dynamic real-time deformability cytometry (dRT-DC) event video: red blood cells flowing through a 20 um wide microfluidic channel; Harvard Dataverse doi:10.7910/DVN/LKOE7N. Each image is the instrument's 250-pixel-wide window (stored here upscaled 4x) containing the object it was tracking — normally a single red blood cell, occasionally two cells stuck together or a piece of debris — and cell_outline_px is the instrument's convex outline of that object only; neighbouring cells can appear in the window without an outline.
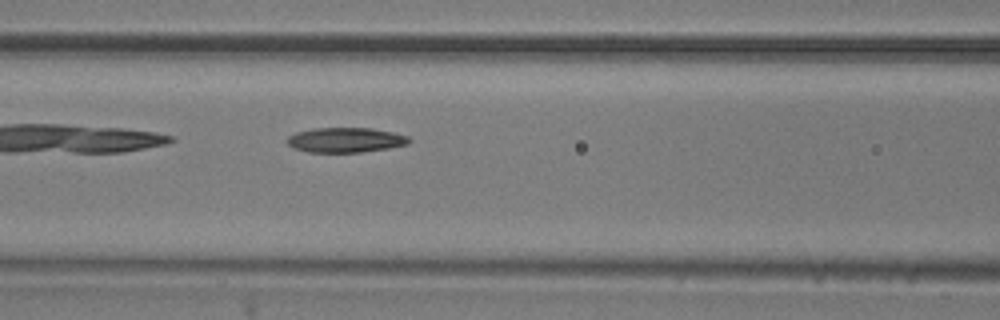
{"species": "common noctule bat (a hibernating species)", "species_latin": "Nyctalus noctula", "temperature_condition": "room temperature", "stored_images_in_passage": 38, "camera_frame_rate_fps": 3000, "um_per_image_px": 0.085, "animal": {"sex": "male", "body_mass_g": 20.5, "forearm_length_mm": 52.5}, "frame": {"image": 1, "passage_image": 15, "time_ms": 4.667, "image_size_px": [1000, 320], "cell_outline_px": [[412, 140], [408, 144], [388, 148], [360, 152], [308, 152], [292, 148], [284, 140], [288, 136], [296, 132], [312, 128], [372, 128], [392, 132], [408, 136]], "centroid_in_image_um": [29.33, 11.89], "position_along_channel_um": 137.3, "area_um2": 17.8}}
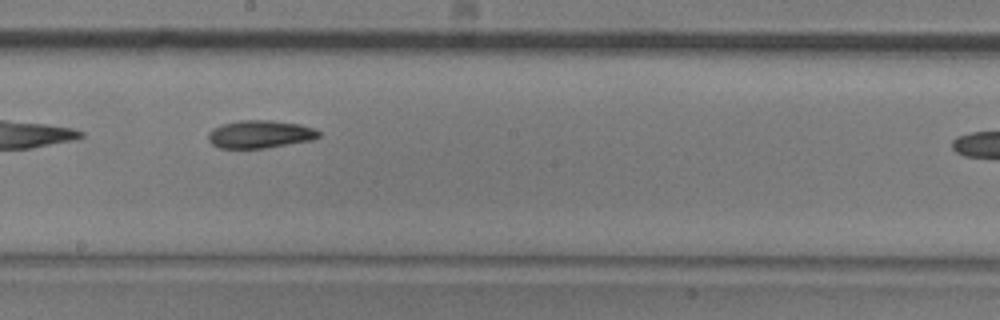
{"frame": {"image": 2, "passage_image": 22, "time_ms": 7.0, "image_size_px": [1000, 320], "cell_outline_px": [[320, 136], [312, 140], [264, 148], [220, 148], [212, 144], [208, 140], [208, 132], [212, 128], [220, 124], [240, 120], [272, 120], [300, 124], [316, 128], [320, 132]], "centroid_in_image_um": [22.09, 11.39], "position_along_channel_um": 226.1, "area_um2": 18.09}}
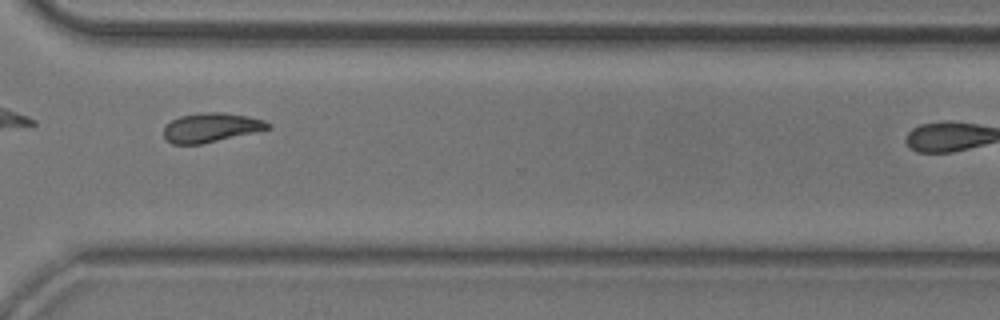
{"frame": {"image": 3, "passage_image": 32, "time_ms": 10.333, "image_size_px": [1000, 320], "cell_outline_px": [[272, 128], [256, 132], [200, 144], [172, 144], [164, 136], [164, 128], [172, 120], [180, 116], [204, 112], [224, 112], [248, 116], [264, 120]], "centroid_in_image_um": [17.95, 10.83], "position_along_channel_um": 352.6, "area_um2": 17.57}}